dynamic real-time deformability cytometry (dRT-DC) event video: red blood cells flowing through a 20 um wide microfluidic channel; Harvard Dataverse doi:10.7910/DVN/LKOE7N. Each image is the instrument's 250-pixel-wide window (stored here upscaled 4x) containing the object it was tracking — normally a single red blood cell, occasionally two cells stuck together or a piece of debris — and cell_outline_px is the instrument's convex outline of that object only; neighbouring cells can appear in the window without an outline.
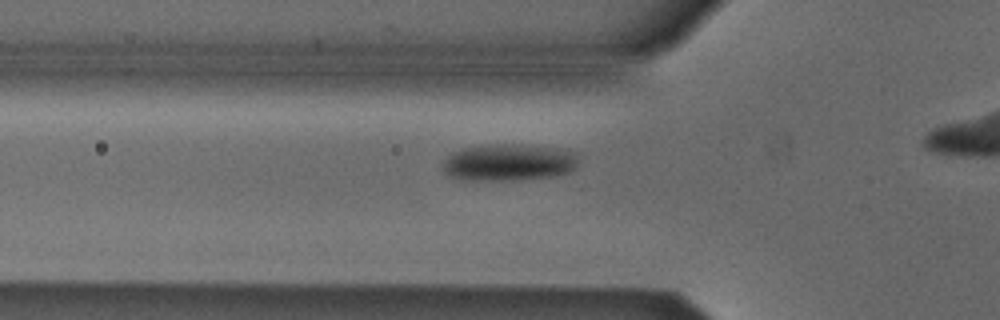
{"species": "Egyptian fruit bat (a non-hibernating species)", "species_latin": "Rousettus aegyptiacus", "temperature_condition": "cold", "stored_images_in_passage": 27, "camera_frame_rate_fps": 3000, "um_per_image_px": 0.085, "animal": {"sex": "male"}, "frame": {"image": 1, "passage_image": 12, "time_ms": 3.667, "image_size_px": [1000, 320], "cell_outline_px": [[580, 164], [576, 168], [568, 172], [556, 176], [520, 180], [460, 180], [448, 176], [440, 168], [444, 160], [452, 152], [464, 148], [500, 144], [512, 144], [560, 148], [572, 152], [580, 156]], "centroid_in_image_um": [43.26, 13.82], "position_along_channel_um": 82.5, "area_um2": 29.65}}
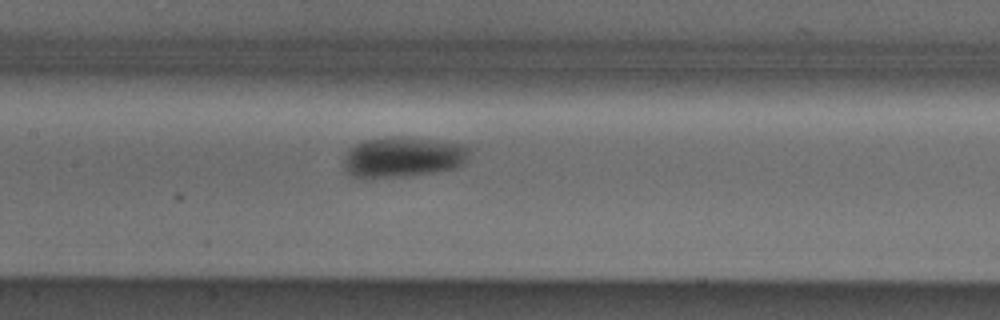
{"frame": {"image": 2, "passage_image": 19, "time_ms": 6.0, "image_size_px": [1000, 320], "cell_outline_px": [[468, 156], [460, 164], [452, 168], [432, 172], [368, 180], [364, 180], [352, 176], [344, 168], [344, 160], [348, 152], [356, 144], [364, 140], [392, 136], [432, 140], [468, 144]], "centroid_in_image_um": [34.19, 13.36], "position_along_channel_um": 173.2, "area_um2": 29.36}}
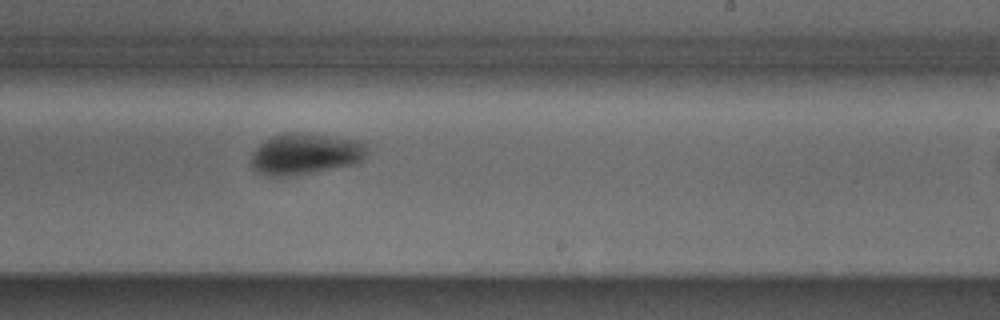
{"frame": {"image": 3, "passage_image": 26, "time_ms": 8.333, "image_size_px": [1000, 320], "cell_outline_px": [[368, 152], [364, 160], [356, 164], [288, 176], [264, 176], [256, 172], [252, 168], [252, 152], [264, 140], [272, 136], [288, 132], [304, 132], [364, 140], [368, 144]], "centroid_in_image_um": [26.01, 13.06], "position_along_channel_um": 263.0, "area_um2": 28.44}}